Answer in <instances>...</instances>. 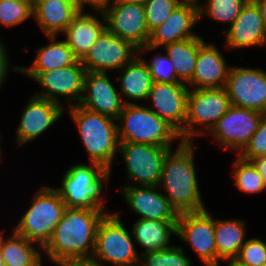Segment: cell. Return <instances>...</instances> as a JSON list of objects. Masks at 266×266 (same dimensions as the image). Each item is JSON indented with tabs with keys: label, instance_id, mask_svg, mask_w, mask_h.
Instances as JSON below:
<instances>
[{
	"label": "cell",
	"instance_id": "cell-26",
	"mask_svg": "<svg viewBox=\"0 0 266 266\" xmlns=\"http://www.w3.org/2000/svg\"><path fill=\"white\" fill-rule=\"evenodd\" d=\"M119 71L122 73L119 76L117 75V79L120 81V95L125 96L123 102L125 104H136L137 101L147 100L153 80L143 58L137 55ZM132 100H135V102H132Z\"/></svg>",
	"mask_w": 266,
	"mask_h": 266
},
{
	"label": "cell",
	"instance_id": "cell-51",
	"mask_svg": "<svg viewBox=\"0 0 266 266\" xmlns=\"http://www.w3.org/2000/svg\"><path fill=\"white\" fill-rule=\"evenodd\" d=\"M1 146H0V159L2 158Z\"/></svg>",
	"mask_w": 266,
	"mask_h": 266
},
{
	"label": "cell",
	"instance_id": "cell-16",
	"mask_svg": "<svg viewBox=\"0 0 266 266\" xmlns=\"http://www.w3.org/2000/svg\"><path fill=\"white\" fill-rule=\"evenodd\" d=\"M185 84L153 82L147 98L152 101L150 109L179 132L182 142L190 89Z\"/></svg>",
	"mask_w": 266,
	"mask_h": 266
},
{
	"label": "cell",
	"instance_id": "cell-11",
	"mask_svg": "<svg viewBox=\"0 0 266 266\" xmlns=\"http://www.w3.org/2000/svg\"><path fill=\"white\" fill-rule=\"evenodd\" d=\"M206 209L180 213L177 219V236L189 244L204 266H217L214 218Z\"/></svg>",
	"mask_w": 266,
	"mask_h": 266
},
{
	"label": "cell",
	"instance_id": "cell-29",
	"mask_svg": "<svg viewBox=\"0 0 266 266\" xmlns=\"http://www.w3.org/2000/svg\"><path fill=\"white\" fill-rule=\"evenodd\" d=\"M3 232L4 230L0 232V246L5 266H42L43 256L34 245L37 243L17 234L14 230L8 238L3 236Z\"/></svg>",
	"mask_w": 266,
	"mask_h": 266
},
{
	"label": "cell",
	"instance_id": "cell-13",
	"mask_svg": "<svg viewBox=\"0 0 266 266\" xmlns=\"http://www.w3.org/2000/svg\"><path fill=\"white\" fill-rule=\"evenodd\" d=\"M100 8L105 15L106 28L113 35L131 42L138 49L147 45L150 32L143 4L107 2Z\"/></svg>",
	"mask_w": 266,
	"mask_h": 266
},
{
	"label": "cell",
	"instance_id": "cell-44",
	"mask_svg": "<svg viewBox=\"0 0 266 266\" xmlns=\"http://www.w3.org/2000/svg\"><path fill=\"white\" fill-rule=\"evenodd\" d=\"M87 5L92 7H101L103 4L109 2L110 0H84Z\"/></svg>",
	"mask_w": 266,
	"mask_h": 266
},
{
	"label": "cell",
	"instance_id": "cell-15",
	"mask_svg": "<svg viewBox=\"0 0 266 266\" xmlns=\"http://www.w3.org/2000/svg\"><path fill=\"white\" fill-rule=\"evenodd\" d=\"M225 89L231 105L266 114V72L261 69L234 67L229 70Z\"/></svg>",
	"mask_w": 266,
	"mask_h": 266
},
{
	"label": "cell",
	"instance_id": "cell-38",
	"mask_svg": "<svg viewBox=\"0 0 266 266\" xmlns=\"http://www.w3.org/2000/svg\"><path fill=\"white\" fill-rule=\"evenodd\" d=\"M238 156L247 161L259 156H266V114L262 117L256 132Z\"/></svg>",
	"mask_w": 266,
	"mask_h": 266
},
{
	"label": "cell",
	"instance_id": "cell-34",
	"mask_svg": "<svg viewBox=\"0 0 266 266\" xmlns=\"http://www.w3.org/2000/svg\"><path fill=\"white\" fill-rule=\"evenodd\" d=\"M33 17V6L21 0H0V24L17 26Z\"/></svg>",
	"mask_w": 266,
	"mask_h": 266
},
{
	"label": "cell",
	"instance_id": "cell-50",
	"mask_svg": "<svg viewBox=\"0 0 266 266\" xmlns=\"http://www.w3.org/2000/svg\"><path fill=\"white\" fill-rule=\"evenodd\" d=\"M141 263L139 262V264L135 263V264H132V265H128V266H143L142 264L140 265Z\"/></svg>",
	"mask_w": 266,
	"mask_h": 266
},
{
	"label": "cell",
	"instance_id": "cell-46",
	"mask_svg": "<svg viewBox=\"0 0 266 266\" xmlns=\"http://www.w3.org/2000/svg\"><path fill=\"white\" fill-rule=\"evenodd\" d=\"M198 1L199 0H179L180 3H183V4H191V5H194V6L199 7L201 5V3L198 4Z\"/></svg>",
	"mask_w": 266,
	"mask_h": 266
},
{
	"label": "cell",
	"instance_id": "cell-23",
	"mask_svg": "<svg viewBox=\"0 0 266 266\" xmlns=\"http://www.w3.org/2000/svg\"><path fill=\"white\" fill-rule=\"evenodd\" d=\"M93 9L100 12L103 21L93 14L79 11L63 32L66 36V43L78 60L86 56L100 33L106 28V19L102 9L100 7H93Z\"/></svg>",
	"mask_w": 266,
	"mask_h": 266
},
{
	"label": "cell",
	"instance_id": "cell-12",
	"mask_svg": "<svg viewBox=\"0 0 266 266\" xmlns=\"http://www.w3.org/2000/svg\"><path fill=\"white\" fill-rule=\"evenodd\" d=\"M265 114L257 110L231 105L208 133L223 149L239 154L256 132Z\"/></svg>",
	"mask_w": 266,
	"mask_h": 266
},
{
	"label": "cell",
	"instance_id": "cell-25",
	"mask_svg": "<svg viewBox=\"0 0 266 266\" xmlns=\"http://www.w3.org/2000/svg\"><path fill=\"white\" fill-rule=\"evenodd\" d=\"M79 11L63 0H37L33 17L46 36L63 33Z\"/></svg>",
	"mask_w": 266,
	"mask_h": 266
},
{
	"label": "cell",
	"instance_id": "cell-8",
	"mask_svg": "<svg viewBox=\"0 0 266 266\" xmlns=\"http://www.w3.org/2000/svg\"><path fill=\"white\" fill-rule=\"evenodd\" d=\"M230 106V98L225 87L189 89L184 142H193L196 135L209 133ZM201 125L204 129L200 131L196 126Z\"/></svg>",
	"mask_w": 266,
	"mask_h": 266
},
{
	"label": "cell",
	"instance_id": "cell-19",
	"mask_svg": "<svg viewBox=\"0 0 266 266\" xmlns=\"http://www.w3.org/2000/svg\"><path fill=\"white\" fill-rule=\"evenodd\" d=\"M23 108V112L16 129V143L18 146L36 139L49 127L56 123L63 115L65 108L48 99L32 96Z\"/></svg>",
	"mask_w": 266,
	"mask_h": 266
},
{
	"label": "cell",
	"instance_id": "cell-24",
	"mask_svg": "<svg viewBox=\"0 0 266 266\" xmlns=\"http://www.w3.org/2000/svg\"><path fill=\"white\" fill-rule=\"evenodd\" d=\"M132 228V237L144 248L140 256L172 247L170 237L177 236V220L138 219Z\"/></svg>",
	"mask_w": 266,
	"mask_h": 266
},
{
	"label": "cell",
	"instance_id": "cell-31",
	"mask_svg": "<svg viewBox=\"0 0 266 266\" xmlns=\"http://www.w3.org/2000/svg\"><path fill=\"white\" fill-rule=\"evenodd\" d=\"M249 0H206L207 3L198 7L199 19L206 17L228 23L230 26L239 16L242 8ZM203 15V16H202Z\"/></svg>",
	"mask_w": 266,
	"mask_h": 266
},
{
	"label": "cell",
	"instance_id": "cell-18",
	"mask_svg": "<svg viewBox=\"0 0 266 266\" xmlns=\"http://www.w3.org/2000/svg\"><path fill=\"white\" fill-rule=\"evenodd\" d=\"M117 91L107 73L87 71L83 94L78 105L89 111L117 119L125 105L122 100L124 98Z\"/></svg>",
	"mask_w": 266,
	"mask_h": 266
},
{
	"label": "cell",
	"instance_id": "cell-32",
	"mask_svg": "<svg viewBox=\"0 0 266 266\" xmlns=\"http://www.w3.org/2000/svg\"><path fill=\"white\" fill-rule=\"evenodd\" d=\"M232 164L234 168L232 176L238 190L246 194H255L266 190L262 176L251 161L238 156Z\"/></svg>",
	"mask_w": 266,
	"mask_h": 266
},
{
	"label": "cell",
	"instance_id": "cell-52",
	"mask_svg": "<svg viewBox=\"0 0 266 266\" xmlns=\"http://www.w3.org/2000/svg\"><path fill=\"white\" fill-rule=\"evenodd\" d=\"M1 40V39H0ZM4 44H3V42L2 41H0V48L3 46Z\"/></svg>",
	"mask_w": 266,
	"mask_h": 266
},
{
	"label": "cell",
	"instance_id": "cell-36",
	"mask_svg": "<svg viewBox=\"0 0 266 266\" xmlns=\"http://www.w3.org/2000/svg\"><path fill=\"white\" fill-rule=\"evenodd\" d=\"M179 4V0H148L145 2L143 5L149 32L163 24Z\"/></svg>",
	"mask_w": 266,
	"mask_h": 266
},
{
	"label": "cell",
	"instance_id": "cell-5",
	"mask_svg": "<svg viewBox=\"0 0 266 266\" xmlns=\"http://www.w3.org/2000/svg\"><path fill=\"white\" fill-rule=\"evenodd\" d=\"M77 163L64 174L61 188H54L70 208L105 210L103 184L107 185L111 170L97 163Z\"/></svg>",
	"mask_w": 266,
	"mask_h": 266
},
{
	"label": "cell",
	"instance_id": "cell-10",
	"mask_svg": "<svg viewBox=\"0 0 266 266\" xmlns=\"http://www.w3.org/2000/svg\"><path fill=\"white\" fill-rule=\"evenodd\" d=\"M86 72L81 60H77L70 66L61 67L48 72L21 73L26 74V76L30 77L41 86L42 92H37L34 96L48 99L64 106L59 100L60 97H62L66 99L65 101H71L72 104L70 106H75L79 104L83 94Z\"/></svg>",
	"mask_w": 266,
	"mask_h": 266
},
{
	"label": "cell",
	"instance_id": "cell-6",
	"mask_svg": "<svg viewBox=\"0 0 266 266\" xmlns=\"http://www.w3.org/2000/svg\"><path fill=\"white\" fill-rule=\"evenodd\" d=\"M67 206L54 187L44 186L34 193L33 201L14 231L42 248L52 237Z\"/></svg>",
	"mask_w": 266,
	"mask_h": 266
},
{
	"label": "cell",
	"instance_id": "cell-2",
	"mask_svg": "<svg viewBox=\"0 0 266 266\" xmlns=\"http://www.w3.org/2000/svg\"><path fill=\"white\" fill-rule=\"evenodd\" d=\"M193 142H180L164 161L157 187L178 214L206 209L198 187Z\"/></svg>",
	"mask_w": 266,
	"mask_h": 266
},
{
	"label": "cell",
	"instance_id": "cell-35",
	"mask_svg": "<svg viewBox=\"0 0 266 266\" xmlns=\"http://www.w3.org/2000/svg\"><path fill=\"white\" fill-rule=\"evenodd\" d=\"M234 261L241 266H264L266 264V242L260 238L247 239Z\"/></svg>",
	"mask_w": 266,
	"mask_h": 266
},
{
	"label": "cell",
	"instance_id": "cell-7",
	"mask_svg": "<svg viewBox=\"0 0 266 266\" xmlns=\"http://www.w3.org/2000/svg\"><path fill=\"white\" fill-rule=\"evenodd\" d=\"M119 214L108 212L100 221L90 263L96 266H104L105 262L114 266H128L140 262V255Z\"/></svg>",
	"mask_w": 266,
	"mask_h": 266
},
{
	"label": "cell",
	"instance_id": "cell-37",
	"mask_svg": "<svg viewBox=\"0 0 266 266\" xmlns=\"http://www.w3.org/2000/svg\"><path fill=\"white\" fill-rule=\"evenodd\" d=\"M143 60L148 66L153 82L183 83L178 80L174 64L167 54H156L151 62Z\"/></svg>",
	"mask_w": 266,
	"mask_h": 266
},
{
	"label": "cell",
	"instance_id": "cell-33",
	"mask_svg": "<svg viewBox=\"0 0 266 266\" xmlns=\"http://www.w3.org/2000/svg\"><path fill=\"white\" fill-rule=\"evenodd\" d=\"M184 250L182 246H172L166 250L148 252L140 256V263L143 266H193Z\"/></svg>",
	"mask_w": 266,
	"mask_h": 266
},
{
	"label": "cell",
	"instance_id": "cell-17",
	"mask_svg": "<svg viewBox=\"0 0 266 266\" xmlns=\"http://www.w3.org/2000/svg\"><path fill=\"white\" fill-rule=\"evenodd\" d=\"M198 20L197 6L180 3L163 24L150 32L147 45L138 49V55L141 56L144 51L150 52L161 46L197 37L198 34L192 32V29Z\"/></svg>",
	"mask_w": 266,
	"mask_h": 266
},
{
	"label": "cell",
	"instance_id": "cell-9",
	"mask_svg": "<svg viewBox=\"0 0 266 266\" xmlns=\"http://www.w3.org/2000/svg\"><path fill=\"white\" fill-rule=\"evenodd\" d=\"M173 148H165L144 143L119 142L118 152L121 153L127 177L134 181L131 186H157L167 154Z\"/></svg>",
	"mask_w": 266,
	"mask_h": 266
},
{
	"label": "cell",
	"instance_id": "cell-30",
	"mask_svg": "<svg viewBox=\"0 0 266 266\" xmlns=\"http://www.w3.org/2000/svg\"><path fill=\"white\" fill-rule=\"evenodd\" d=\"M180 82L188 83L195 72L199 50V36L164 46Z\"/></svg>",
	"mask_w": 266,
	"mask_h": 266
},
{
	"label": "cell",
	"instance_id": "cell-21",
	"mask_svg": "<svg viewBox=\"0 0 266 266\" xmlns=\"http://www.w3.org/2000/svg\"><path fill=\"white\" fill-rule=\"evenodd\" d=\"M226 59L212 43H206L199 36V50L195 72L187 83L192 89L223 88L226 86L229 70ZM194 86V87H193Z\"/></svg>",
	"mask_w": 266,
	"mask_h": 266
},
{
	"label": "cell",
	"instance_id": "cell-39",
	"mask_svg": "<svg viewBox=\"0 0 266 266\" xmlns=\"http://www.w3.org/2000/svg\"><path fill=\"white\" fill-rule=\"evenodd\" d=\"M5 45H3L0 48V88L2 87L1 85H3V83H5V80L7 78L8 75V71L10 66L12 69L14 68V71H17V65L16 67L13 65H10L9 63V58L7 55V51L5 50L6 47H4Z\"/></svg>",
	"mask_w": 266,
	"mask_h": 266
},
{
	"label": "cell",
	"instance_id": "cell-43",
	"mask_svg": "<svg viewBox=\"0 0 266 266\" xmlns=\"http://www.w3.org/2000/svg\"><path fill=\"white\" fill-rule=\"evenodd\" d=\"M58 266H96L90 262H63L56 264Z\"/></svg>",
	"mask_w": 266,
	"mask_h": 266
},
{
	"label": "cell",
	"instance_id": "cell-28",
	"mask_svg": "<svg viewBox=\"0 0 266 266\" xmlns=\"http://www.w3.org/2000/svg\"><path fill=\"white\" fill-rule=\"evenodd\" d=\"M50 43L40 47L30 67L17 66L18 72H48L74 64L78 59L65 40L57 41L55 36H47Z\"/></svg>",
	"mask_w": 266,
	"mask_h": 266
},
{
	"label": "cell",
	"instance_id": "cell-49",
	"mask_svg": "<svg viewBox=\"0 0 266 266\" xmlns=\"http://www.w3.org/2000/svg\"><path fill=\"white\" fill-rule=\"evenodd\" d=\"M21 1L27 2L28 4L34 6L37 0H21Z\"/></svg>",
	"mask_w": 266,
	"mask_h": 266
},
{
	"label": "cell",
	"instance_id": "cell-4",
	"mask_svg": "<svg viewBox=\"0 0 266 266\" xmlns=\"http://www.w3.org/2000/svg\"><path fill=\"white\" fill-rule=\"evenodd\" d=\"M116 121L119 122V142L144 143L165 148H172L171 142L177 138L182 142L179 132L147 106L125 104Z\"/></svg>",
	"mask_w": 266,
	"mask_h": 266
},
{
	"label": "cell",
	"instance_id": "cell-42",
	"mask_svg": "<svg viewBox=\"0 0 266 266\" xmlns=\"http://www.w3.org/2000/svg\"><path fill=\"white\" fill-rule=\"evenodd\" d=\"M72 4L78 11H85L84 5L87 4L84 0H63Z\"/></svg>",
	"mask_w": 266,
	"mask_h": 266
},
{
	"label": "cell",
	"instance_id": "cell-1",
	"mask_svg": "<svg viewBox=\"0 0 266 266\" xmlns=\"http://www.w3.org/2000/svg\"><path fill=\"white\" fill-rule=\"evenodd\" d=\"M105 210L67 207L52 237L42 248L51 263L89 262Z\"/></svg>",
	"mask_w": 266,
	"mask_h": 266
},
{
	"label": "cell",
	"instance_id": "cell-22",
	"mask_svg": "<svg viewBox=\"0 0 266 266\" xmlns=\"http://www.w3.org/2000/svg\"><path fill=\"white\" fill-rule=\"evenodd\" d=\"M227 30L222 32L226 33L225 45L228 49L266 46L262 15L252 0L242 8L239 16Z\"/></svg>",
	"mask_w": 266,
	"mask_h": 266
},
{
	"label": "cell",
	"instance_id": "cell-14",
	"mask_svg": "<svg viewBox=\"0 0 266 266\" xmlns=\"http://www.w3.org/2000/svg\"><path fill=\"white\" fill-rule=\"evenodd\" d=\"M138 55V48L131 42L113 35L105 28L89 52L81 60L89 72L107 73L109 70H120Z\"/></svg>",
	"mask_w": 266,
	"mask_h": 266
},
{
	"label": "cell",
	"instance_id": "cell-40",
	"mask_svg": "<svg viewBox=\"0 0 266 266\" xmlns=\"http://www.w3.org/2000/svg\"><path fill=\"white\" fill-rule=\"evenodd\" d=\"M263 178L266 187V156H259L250 160Z\"/></svg>",
	"mask_w": 266,
	"mask_h": 266
},
{
	"label": "cell",
	"instance_id": "cell-47",
	"mask_svg": "<svg viewBox=\"0 0 266 266\" xmlns=\"http://www.w3.org/2000/svg\"><path fill=\"white\" fill-rule=\"evenodd\" d=\"M224 262H227L228 263L227 266H241L238 263H236L234 260H232V261H224Z\"/></svg>",
	"mask_w": 266,
	"mask_h": 266
},
{
	"label": "cell",
	"instance_id": "cell-41",
	"mask_svg": "<svg viewBox=\"0 0 266 266\" xmlns=\"http://www.w3.org/2000/svg\"><path fill=\"white\" fill-rule=\"evenodd\" d=\"M259 8L260 14L264 22L265 33H266V0H252Z\"/></svg>",
	"mask_w": 266,
	"mask_h": 266
},
{
	"label": "cell",
	"instance_id": "cell-48",
	"mask_svg": "<svg viewBox=\"0 0 266 266\" xmlns=\"http://www.w3.org/2000/svg\"><path fill=\"white\" fill-rule=\"evenodd\" d=\"M0 266H5L4 260L2 258L1 246H0Z\"/></svg>",
	"mask_w": 266,
	"mask_h": 266
},
{
	"label": "cell",
	"instance_id": "cell-20",
	"mask_svg": "<svg viewBox=\"0 0 266 266\" xmlns=\"http://www.w3.org/2000/svg\"><path fill=\"white\" fill-rule=\"evenodd\" d=\"M139 219L177 220L178 213L157 186H123L119 190Z\"/></svg>",
	"mask_w": 266,
	"mask_h": 266
},
{
	"label": "cell",
	"instance_id": "cell-3",
	"mask_svg": "<svg viewBox=\"0 0 266 266\" xmlns=\"http://www.w3.org/2000/svg\"><path fill=\"white\" fill-rule=\"evenodd\" d=\"M68 112L77 125L84 148L90 156V163H97L111 170L119 149L116 119L79 105L70 106Z\"/></svg>",
	"mask_w": 266,
	"mask_h": 266
},
{
	"label": "cell",
	"instance_id": "cell-27",
	"mask_svg": "<svg viewBox=\"0 0 266 266\" xmlns=\"http://www.w3.org/2000/svg\"><path fill=\"white\" fill-rule=\"evenodd\" d=\"M242 219H214L217 266L220 260L232 261L246 242V227Z\"/></svg>",
	"mask_w": 266,
	"mask_h": 266
},
{
	"label": "cell",
	"instance_id": "cell-45",
	"mask_svg": "<svg viewBox=\"0 0 266 266\" xmlns=\"http://www.w3.org/2000/svg\"><path fill=\"white\" fill-rule=\"evenodd\" d=\"M148 0H110L109 2H126V3H139L144 4Z\"/></svg>",
	"mask_w": 266,
	"mask_h": 266
}]
</instances>
